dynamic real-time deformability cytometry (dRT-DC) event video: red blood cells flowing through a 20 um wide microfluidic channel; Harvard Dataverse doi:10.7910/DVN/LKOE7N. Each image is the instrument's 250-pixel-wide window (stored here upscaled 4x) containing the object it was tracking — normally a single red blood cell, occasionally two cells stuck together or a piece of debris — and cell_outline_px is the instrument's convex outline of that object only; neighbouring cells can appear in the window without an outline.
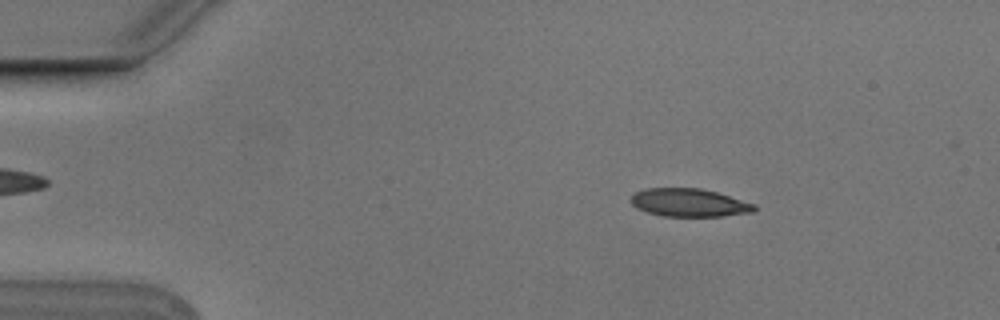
{"species": "Egyptian fruit bat (a non-hibernating species)", "species_latin": "Rousettus aegyptiacus", "temperature_condition": "cold", "stored_images_in_passage": 4, "camera_frame_rate_fps": 3000, "um_per_image_px": 0.085, "animal": {"sex": "male"}, "frame": {"image": 1, "passage_image": 2, "time_ms": 0.333, "image_size_px": [1000, 320], "cell_outline_px": [[756, 208], [752, 212], [720, 216], [664, 216], [648, 212], [636, 208], [628, 200], [636, 192], [644, 188], [700, 188], [716, 192], [756, 204]], "centroid_in_image_um": [58.54, 17.22], "position_along_channel_um": 26.5, "area_um2": 20.11}}